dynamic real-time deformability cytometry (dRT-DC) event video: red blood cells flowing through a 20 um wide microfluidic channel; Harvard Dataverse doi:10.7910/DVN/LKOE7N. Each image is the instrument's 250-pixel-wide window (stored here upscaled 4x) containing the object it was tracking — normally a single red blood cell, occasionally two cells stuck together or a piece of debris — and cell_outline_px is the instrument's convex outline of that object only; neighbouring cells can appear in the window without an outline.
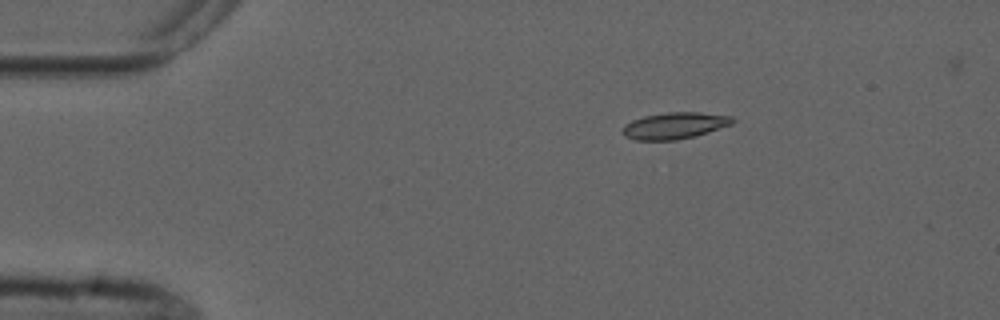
{"species": "common noctule bat (a hibernating species)", "species_latin": "Nyctalus noctula", "temperature_condition": "cold", "stored_images_in_passage": 5, "camera_frame_rate_fps": 3000, "um_per_image_px": 0.085, "animal": {"sex": "male", "forearm_length_mm": 52.5}, "frame": {"image": 1, "passage_image": 3, "time_ms": 2.333, "image_size_px": [1000, 320], "cell_outline_px": [[736, 120], [732, 124], [696, 136], [676, 140], [636, 140], [624, 136], [624, 124], [632, 120], [644, 116], [668, 112], [700, 112], [732, 116]], "centroid_in_image_um": [57.37, 10.67], "position_along_channel_um": 27.6, "area_um2": 16.99}}
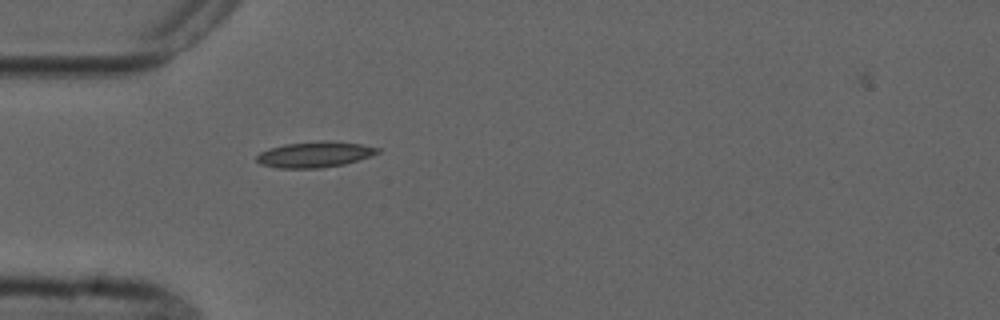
{"frame": {"image": 2, "passage_image": 5, "time_ms": 4.667, "image_size_px": [1000, 320], "cell_outline_px": [[380, 152], [372, 156], [344, 164], [320, 168], [276, 168], [260, 164], [256, 160], [256, 156], [260, 152], [268, 148], [284, 144], [324, 140], [328, 140], [360, 144], [380, 148]], "centroid_in_image_um": [26.74, 13.13], "position_along_channel_um": 58.3, "area_um2": 18.32}}